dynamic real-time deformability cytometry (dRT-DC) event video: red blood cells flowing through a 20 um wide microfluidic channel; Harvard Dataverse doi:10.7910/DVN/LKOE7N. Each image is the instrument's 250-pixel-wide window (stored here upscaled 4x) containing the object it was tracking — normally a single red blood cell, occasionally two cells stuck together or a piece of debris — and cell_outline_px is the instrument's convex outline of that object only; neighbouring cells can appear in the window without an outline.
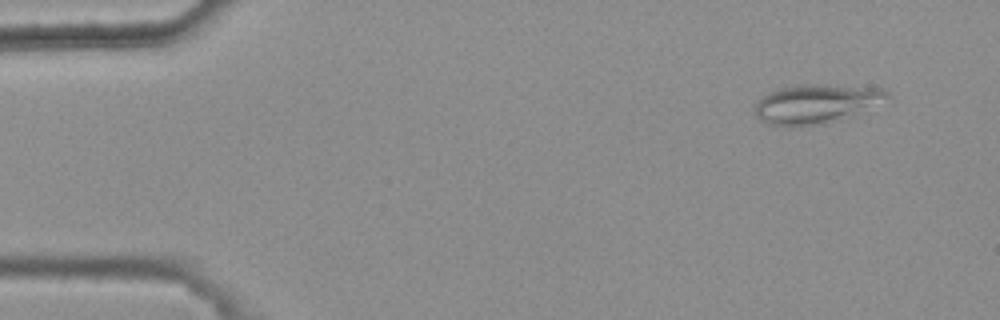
{"species": "common noctule bat (a hibernating species)", "species_latin": "Nyctalus noctula", "temperature_condition": "warm", "stored_images_in_passage": 4, "camera_frame_rate_fps": 3000, "um_per_image_px": 0.085, "animal": {"sex": "female", "body_mass_g": 25.1}, "frame": {"image": 1, "passage_image": 1, "time_ms": 0.0, "image_size_px": [1000, 320], "cell_outline_px": [[892, 96], [856, 116], [840, 120], [808, 124], [772, 124], [760, 120], [756, 116], [756, 104], [764, 96], [780, 88], [804, 84], [820, 84], [884, 88]], "centroid_in_image_um": [69.49, 8.79], "position_along_channel_um": 15.5, "area_um2": 29.54}}